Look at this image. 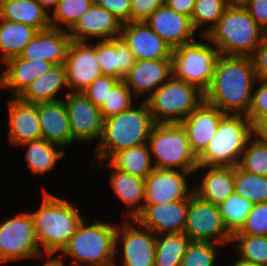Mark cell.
<instances>
[{"mask_svg":"<svg viewBox=\"0 0 267 266\" xmlns=\"http://www.w3.org/2000/svg\"><path fill=\"white\" fill-rule=\"evenodd\" d=\"M110 162L118 170L143 179L155 169L147 144L123 150L117 153Z\"/></svg>","mask_w":267,"mask_h":266,"instance_id":"obj_33","label":"cell"},{"mask_svg":"<svg viewBox=\"0 0 267 266\" xmlns=\"http://www.w3.org/2000/svg\"><path fill=\"white\" fill-rule=\"evenodd\" d=\"M173 75L172 59L136 60L123 81L136 100H146L157 88ZM150 93V94H149Z\"/></svg>","mask_w":267,"mask_h":266,"instance_id":"obj_19","label":"cell"},{"mask_svg":"<svg viewBox=\"0 0 267 266\" xmlns=\"http://www.w3.org/2000/svg\"><path fill=\"white\" fill-rule=\"evenodd\" d=\"M164 3L175 12L191 19L196 0H164Z\"/></svg>","mask_w":267,"mask_h":266,"instance_id":"obj_50","label":"cell"},{"mask_svg":"<svg viewBox=\"0 0 267 266\" xmlns=\"http://www.w3.org/2000/svg\"><path fill=\"white\" fill-rule=\"evenodd\" d=\"M120 38L136 60L172 59L173 49L145 21L124 23Z\"/></svg>","mask_w":267,"mask_h":266,"instance_id":"obj_17","label":"cell"},{"mask_svg":"<svg viewBox=\"0 0 267 266\" xmlns=\"http://www.w3.org/2000/svg\"><path fill=\"white\" fill-rule=\"evenodd\" d=\"M257 81L252 57L220 55L204 101L225 114H248Z\"/></svg>","mask_w":267,"mask_h":266,"instance_id":"obj_1","label":"cell"},{"mask_svg":"<svg viewBox=\"0 0 267 266\" xmlns=\"http://www.w3.org/2000/svg\"><path fill=\"white\" fill-rule=\"evenodd\" d=\"M96 60L103 75H109L123 80L134 63L135 56L121 38L96 40Z\"/></svg>","mask_w":267,"mask_h":266,"instance_id":"obj_26","label":"cell"},{"mask_svg":"<svg viewBox=\"0 0 267 266\" xmlns=\"http://www.w3.org/2000/svg\"><path fill=\"white\" fill-rule=\"evenodd\" d=\"M80 212L73 201L57 197L44 190L39 208L30 212L41 252L56 254L65 247L85 218V215L82 217Z\"/></svg>","mask_w":267,"mask_h":266,"instance_id":"obj_3","label":"cell"},{"mask_svg":"<svg viewBox=\"0 0 267 266\" xmlns=\"http://www.w3.org/2000/svg\"><path fill=\"white\" fill-rule=\"evenodd\" d=\"M192 173L196 171L155 168L145 178L144 204H165L190 197L194 193V186L188 184Z\"/></svg>","mask_w":267,"mask_h":266,"instance_id":"obj_14","label":"cell"},{"mask_svg":"<svg viewBox=\"0 0 267 266\" xmlns=\"http://www.w3.org/2000/svg\"><path fill=\"white\" fill-rule=\"evenodd\" d=\"M154 167L196 171L197 157L190 148L188 136L181 123L155 124L147 141ZM155 159V160H154Z\"/></svg>","mask_w":267,"mask_h":266,"instance_id":"obj_7","label":"cell"},{"mask_svg":"<svg viewBox=\"0 0 267 266\" xmlns=\"http://www.w3.org/2000/svg\"><path fill=\"white\" fill-rule=\"evenodd\" d=\"M225 115L217 107L202 101L182 122L188 136L190 148L198 158L207 148Z\"/></svg>","mask_w":267,"mask_h":266,"instance_id":"obj_20","label":"cell"},{"mask_svg":"<svg viewBox=\"0 0 267 266\" xmlns=\"http://www.w3.org/2000/svg\"><path fill=\"white\" fill-rule=\"evenodd\" d=\"M264 34L246 7L228 6L206 36L220 55L252 57Z\"/></svg>","mask_w":267,"mask_h":266,"instance_id":"obj_5","label":"cell"},{"mask_svg":"<svg viewBox=\"0 0 267 266\" xmlns=\"http://www.w3.org/2000/svg\"><path fill=\"white\" fill-rule=\"evenodd\" d=\"M94 2V0H60L50 16V26L69 31Z\"/></svg>","mask_w":267,"mask_h":266,"instance_id":"obj_40","label":"cell"},{"mask_svg":"<svg viewBox=\"0 0 267 266\" xmlns=\"http://www.w3.org/2000/svg\"><path fill=\"white\" fill-rule=\"evenodd\" d=\"M71 41L66 59L69 92H83L102 72L95 55V43ZM93 44V45H92Z\"/></svg>","mask_w":267,"mask_h":266,"instance_id":"obj_16","label":"cell"},{"mask_svg":"<svg viewBox=\"0 0 267 266\" xmlns=\"http://www.w3.org/2000/svg\"><path fill=\"white\" fill-rule=\"evenodd\" d=\"M44 257L47 259L42 266H66L64 264L65 261H63V258L60 256H55V254H44L41 259H44Z\"/></svg>","mask_w":267,"mask_h":266,"instance_id":"obj_52","label":"cell"},{"mask_svg":"<svg viewBox=\"0 0 267 266\" xmlns=\"http://www.w3.org/2000/svg\"><path fill=\"white\" fill-rule=\"evenodd\" d=\"M250 0H227L229 6L245 7Z\"/></svg>","mask_w":267,"mask_h":266,"instance_id":"obj_55","label":"cell"},{"mask_svg":"<svg viewBox=\"0 0 267 266\" xmlns=\"http://www.w3.org/2000/svg\"><path fill=\"white\" fill-rule=\"evenodd\" d=\"M50 16L36 0H0V19L23 23L37 31L51 27Z\"/></svg>","mask_w":267,"mask_h":266,"instance_id":"obj_30","label":"cell"},{"mask_svg":"<svg viewBox=\"0 0 267 266\" xmlns=\"http://www.w3.org/2000/svg\"><path fill=\"white\" fill-rule=\"evenodd\" d=\"M233 262L234 263H232L231 266H259V265L252 263V262L245 261V260L241 259L240 257H237V260H235Z\"/></svg>","mask_w":267,"mask_h":266,"instance_id":"obj_54","label":"cell"},{"mask_svg":"<svg viewBox=\"0 0 267 266\" xmlns=\"http://www.w3.org/2000/svg\"><path fill=\"white\" fill-rule=\"evenodd\" d=\"M8 101L9 145L19 147L32 140L41 139V129L37 104L12 97Z\"/></svg>","mask_w":267,"mask_h":266,"instance_id":"obj_22","label":"cell"},{"mask_svg":"<svg viewBox=\"0 0 267 266\" xmlns=\"http://www.w3.org/2000/svg\"><path fill=\"white\" fill-rule=\"evenodd\" d=\"M145 22L173 50L196 39V31L191 19L170 9L165 3L156 9Z\"/></svg>","mask_w":267,"mask_h":266,"instance_id":"obj_21","label":"cell"},{"mask_svg":"<svg viewBox=\"0 0 267 266\" xmlns=\"http://www.w3.org/2000/svg\"><path fill=\"white\" fill-rule=\"evenodd\" d=\"M2 72V89L10 90V97H18L30 83L50 70L54 64L45 60H27L20 56L6 61Z\"/></svg>","mask_w":267,"mask_h":266,"instance_id":"obj_25","label":"cell"},{"mask_svg":"<svg viewBox=\"0 0 267 266\" xmlns=\"http://www.w3.org/2000/svg\"><path fill=\"white\" fill-rule=\"evenodd\" d=\"M43 255L30 212H18L0 221V264Z\"/></svg>","mask_w":267,"mask_h":266,"instance_id":"obj_10","label":"cell"},{"mask_svg":"<svg viewBox=\"0 0 267 266\" xmlns=\"http://www.w3.org/2000/svg\"><path fill=\"white\" fill-rule=\"evenodd\" d=\"M47 12L56 9L60 0H36Z\"/></svg>","mask_w":267,"mask_h":266,"instance_id":"obj_53","label":"cell"},{"mask_svg":"<svg viewBox=\"0 0 267 266\" xmlns=\"http://www.w3.org/2000/svg\"><path fill=\"white\" fill-rule=\"evenodd\" d=\"M86 221L85 217L59 256L72 259L69 266H117L115 251L118 225L100 220L92 224Z\"/></svg>","mask_w":267,"mask_h":266,"instance_id":"obj_4","label":"cell"},{"mask_svg":"<svg viewBox=\"0 0 267 266\" xmlns=\"http://www.w3.org/2000/svg\"><path fill=\"white\" fill-rule=\"evenodd\" d=\"M62 89H68L65 92L66 96L69 93L66 68L64 64L54 65L45 74L30 83L17 98L31 104L54 102L62 100L57 97Z\"/></svg>","mask_w":267,"mask_h":266,"instance_id":"obj_29","label":"cell"},{"mask_svg":"<svg viewBox=\"0 0 267 266\" xmlns=\"http://www.w3.org/2000/svg\"><path fill=\"white\" fill-rule=\"evenodd\" d=\"M252 135L260 140H267V115L259 117L252 124Z\"/></svg>","mask_w":267,"mask_h":266,"instance_id":"obj_51","label":"cell"},{"mask_svg":"<svg viewBox=\"0 0 267 266\" xmlns=\"http://www.w3.org/2000/svg\"><path fill=\"white\" fill-rule=\"evenodd\" d=\"M120 81L116 77L102 75L97 77L84 91L85 96L97 107H101L109 92Z\"/></svg>","mask_w":267,"mask_h":266,"instance_id":"obj_44","label":"cell"},{"mask_svg":"<svg viewBox=\"0 0 267 266\" xmlns=\"http://www.w3.org/2000/svg\"><path fill=\"white\" fill-rule=\"evenodd\" d=\"M233 235L267 236V202L253 204L245 224Z\"/></svg>","mask_w":267,"mask_h":266,"instance_id":"obj_43","label":"cell"},{"mask_svg":"<svg viewBox=\"0 0 267 266\" xmlns=\"http://www.w3.org/2000/svg\"><path fill=\"white\" fill-rule=\"evenodd\" d=\"M252 206L253 203L240 197L235 192L218 205L223 222L232 235L238 232L245 224Z\"/></svg>","mask_w":267,"mask_h":266,"instance_id":"obj_36","label":"cell"},{"mask_svg":"<svg viewBox=\"0 0 267 266\" xmlns=\"http://www.w3.org/2000/svg\"><path fill=\"white\" fill-rule=\"evenodd\" d=\"M251 136L252 124L246 115L225 114L216 134L197 158L198 166H237Z\"/></svg>","mask_w":267,"mask_h":266,"instance_id":"obj_6","label":"cell"},{"mask_svg":"<svg viewBox=\"0 0 267 266\" xmlns=\"http://www.w3.org/2000/svg\"><path fill=\"white\" fill-rule=\"evenodd\" d=\"M0 89H2V74L0 73Z\"/></svg>","mask_w":267,"mask_h":266,"instance_id":"obj_56","label":"cell"},{"mask_svg":"<svg viewBox=\"0 0 267 266\" xmlns=\"http://www.w3.org/2000/svg\"><path fill=\"white\" fill-rule=\"evenodd\" d=\"M207 169L194 187V193L212 204L219 205L234 191V166H198L196 169Z\"/></svg>","mask_w":267,"mask_h":266,"instance_id":"obj_28","label":"cell"},{"mask_svg":"<svg viewBox=\"0 0 267 266\" xmlns=\"http://www.w3.org/2000/svg\"><path fill=\"white\" fill-rule=\"evenodd\" d=\"M135 96L123 80H120L109 92L107 99L100 107L103 118L122 113L133 106Z\"/></svg>","mask_w":267,"mask_h":266,"instance_id":"obj_42","label":"cell"},{"mask_svg":"<svg viewBox=\"0 0 267 266\" xmlns=\"http://www.w3.org/2000/svg\"><path fill=\"white\" fill-rule=\"evenodd\" d=\"M189 201L190 197L165 204H144L135 220L156 235L184 233Z\"/></svg>","mask_w":267,"mask_h":266,"instance_id":"obj_15","label":"cell"},{"mask_svg":"<svg viewBox=\"0 0 267 266\" xmlns=\"http://www.w3.org/2000/svg\"><path fill=\"white\" fill-rule=\"evenodd\" d=\"M128 110L104 119L103 132L94 148V161H110L117 153L131 147L147 144L154 122L145 100ZM105 160V161H104Z\"/></svg>","mask_w":267,"mask_h":266,"instance_id":"obj_2","label":"cell"},{"mask_svg":"<svg viewBox=\"0 0 267 266\" xmlns=\"http://www.w3.org/2000/svg\"><path fill=\"white\" fill-rule=\"evenodd\" d=\"M204 93L173 75L145 101L157 124L181 123L202 101Z\"/></svg>","mask_w":267,"mask_h":266,"instance_id":"obj_8","label":"cell"},{"mask_svg":"<svg viewBox=\"0 0 267 266\" xmlns=\"http://www.w3.org/2000/svg\"><path fill=\"white\" fill-rule=\"evenodd\" d=\"M130 22L145 21L164 0H131Z\"/></svg>","mask_w":267,"mask_h":266,"instance_id":"obj_46","label":"cell"},{"mask_svg":"<svg viewBox=\"0 0 267 266\" xmlns=\"http://www.w3.org/2000/svg\"><path fill=\"white\" fill-rule=\"evenodd\" d=\"M184 233L191 241L213 242L223 246L231 243L233 236L223 222L218 205L195 193L190 196Z\"/></svg>","mask_w":267,"mask_h":266,"instance_id":"obj_11","label":"cell"},{"mask_svg":"<svg viewBox=\"0 0 267 266\" xmlns=\"http://www.w3.org/2000/svg\"><path fill=\"white\" fill-rule=\"evenodd\" d=\"M222 244L213 242L191 241L182 258L181 266H214L218 249Z\"/></svg>","mask_w":267,"mask_h":266,"instance_id":"obj_41","label":"cell"},{"mask_svg":"<svg viewBox=\"0 0 267 266\" xmlns=\"http://www.w3.org/2000/svg\"><path fill=\"white\" fill-rule=\"evenodd\" d=\"M21 146L27 148L24 156L32 175L44 176L46 172L54 170L57 162L65 155L61 146L43 138L26 142L19 147Z\"/></svg>","mask_w":267,"mask_h":266,"instance_id":"obj_31","label":"cell"},{"mask_svg":"<svg viewBox=\"0 0 267 266\" xmlns=\"http://www.w3.org/2000/svg\"><path fill=\"white\" fill-rule=\"evenodd\" d=\"M121 224L116 229L115 252L118 255L121 252L122 266H155L157 235L139 225L135 219L124 218ZM118 245H121L122 251Z\"/></svg>","mask_w":267,"mask_h":266,"instance_id":"obj_12","label":"cell"},{"mask_svg":"<svg viewBox=\"0 0 267 266\" xmlns=\"http://www.w3.org/2000/svg\"><path fill=\"white\" fill-rule=\"evenodd\" d=\"M110 167V187L114 194L123 202L128 209L127 219L135 217L143 210L145 203V179L133 176L121 170H118L110 161H107Z\"/></svg>","mask_w":267,"mask_h":266,"instance_id":"obj_27","label":"cell"},{"mask_svg":"<svg viewBox=\"0 0 267 266\" xmlns=\"http://www.w3.org/2000/svg\"><path fill=\"white\" fill-rule=\"evenodd\" d=\"M255 74L258 80H267V33L252 56Z\"/></svg>","mask_w":267,"mask_h":266,"instance_id":"obj_48","label":"cell"},{"mask_svg":"<svg viewBox=\"0 0 267 266\" xmlns=\"http://www.w3.org/2000/svg\"><path fill=\"white\" fill-rule=\"evenodd\" d=\"M234 251L245 261L267 266V236L233 235Z\"/></svg>","mask_w":267,"mask_h":266,"instance_id":"obj_38","label":"cell"},{"mask_svg":"<svg viewBox=\"0 0 267 266\" xmlns=\"http://www.w3.org/2000/svg\"><path fill=\"white\" fill-rule=\"evenodd\" d=\"M123 23L95 2L82 14L68 31L72 41L90 42V39L110 40L120 38Z\"/></svg>","mask_w":267,"mask_h":266,"instance_id":"obj_18","label":"cell"},{"mask_svg":"<svg viewBox=\"0 0 267 266\" xmlns=\"http://www.w3.org/2000/svg\"><path fill=\"white\" fill-rule=\"evenodd\" d=\"M265 115H267V80L257 79L253 88L252 102L247 117L253 124L259 117Z\"/></svg>","mask_w":267,"mask_h":266,"instance_id":"obj_45","label":"cell"},{"mask_svg":"<svg viewBox=\"0 0 267 266\" xmlns=\"http://www.w3.org/2000/svg\"><path fill=\"white\" fill-rule=\"evenodd\" d=\"M63 98L70 122L74 142H91L103 132L104 118L100 108L95 106L83 92H69Z\"/></svg>","mask_w":267,"mask_h":266,"instance_id":"obj_13","label":"cell"},{"mask_svg":"<svg viewBox=\"0 0 267 266\" xmlns=\"http://www.w3.org/2000/svg\"><path fill=\"white\" fill-rule=\"evenodd\" d=\"M245 7L258 26L267 33V0H250Z\"/></svg>","mask_w":267,"mask_h":266,"instance_id":"obj_49","label":"cell"},{"mask_svg":"<svg viewBox=\"0 0 267 266\" xmlns=\"http://www.w3.org/2000/svg\"><path fill=\"white\" fill-rule=\"evenodd\" d=\"M234 191L253 204L267 202V176L250 174L234 167Z\"/></svg>","mask_w":267,"mask_h":266,"instance_id":"obj_35","label":"cell"},{"mask_svg":"<svg viewBox=\"0 0 267 266\" xmlns=\"http://www.w3.org/2000/svg\"><path fill=\"white\" fill-rule=\"evenodd\" d=\"M238 166L245 172L267 176V140L248 139Z\"/></svg>","mask_w":267,"mask_h":266,"instance_id":"obj_39","label":"cell"},{"mask_svg":"<svg viewBox=\"0 0 267 266\" xmlns=\"http://www.w3.org/2000/svg\"><path fill=\"white\" fill-rule=\"evenodd\" d=\"M202 38L206 42L194 40L173 50L172 71L176 79L192 84L204 93L212 81L220 54L207 36Z\"/></svg>","mask_w":267,"mask_h":266,"instance_id":"obj_9","label":"cell"},{"mask_svg":"<svg viewBox=\"0 0 267 266\" xmlns=\"http://www.w3.org/2000/svg\"><path fill=\"white\" fill-rule=\"evenodd\" d=\"M38 31L28 25L0 19L1 62L18 57Z\"/></svg>","mask_w":267,"mask_h":266,"instance_id":"obj_32","label":"cell"},{"mask_svg":"<svg viewBox=\"0 0 267 266\" xmlns=\"http://www.w3.org/2000/svg\"><path fill=\"white\" fill-rule=\"evenodd\" d=\"M71 41L67 30L50 27L38 31L20 57L27 60L43 59L54 65L64 64Z\"/></svg>","mask_w":267,"mask_h":266,"instance_id":"obj_23","label":"cell"},{"mask_svg":"<svg viewBox=\"0 0 267 266\" xmlns=\"http://www.w3.org/2000/svg\"><path fill=\"white\" fill-rule=\"evenodd\" d=\"M37 108L42 138L61 147L73 144L64 100L39 103Z\"/></svg>","mask_w":267,"mask_h":266,"instance_id":"obj_24","label":"cell"},{"mask_svg":"<svg viewBox=\"0 0 267 266\" xmlns=\"http://www.w3.org/2000/svg\"><path fill=\"white\" fill-rule=\"evenodd\" d=\"M95 3L117 17L123 24L130 22L131 0H94Z\"/></svg>","mask_w":267,"mask_h":266,"instance_id":"obj_47","label":"cell"},{"mask_svg":"<svg viewBox=\"0 0 267 266\" xmlns=\"http://www.w3.org/2000/svg\"><path fill=\"white\" fill-rule=\"evenodd\" d=\"M190 242L185 233L157 235L155 266H181Z\"/></svg>","mask_w":267,"mask_h":266,"instance_id":"obj_34","label":"cell"},{"mask_svg":"<svg viewBox=\"0 0 267 266\" xmlns=\"http://www.w3.org/2000/svg\"><path fill=\"white\" fill-rule=\"evenodd\" d=\"M228 6L227 0H196L191 18L195 31L210 23L205 31L200 30L201 36H206L218 24Z\"/></svg>","mask_w":267,"mask_h":266,"instance_id":"obj_37","label":"cell"}]
</instances>
